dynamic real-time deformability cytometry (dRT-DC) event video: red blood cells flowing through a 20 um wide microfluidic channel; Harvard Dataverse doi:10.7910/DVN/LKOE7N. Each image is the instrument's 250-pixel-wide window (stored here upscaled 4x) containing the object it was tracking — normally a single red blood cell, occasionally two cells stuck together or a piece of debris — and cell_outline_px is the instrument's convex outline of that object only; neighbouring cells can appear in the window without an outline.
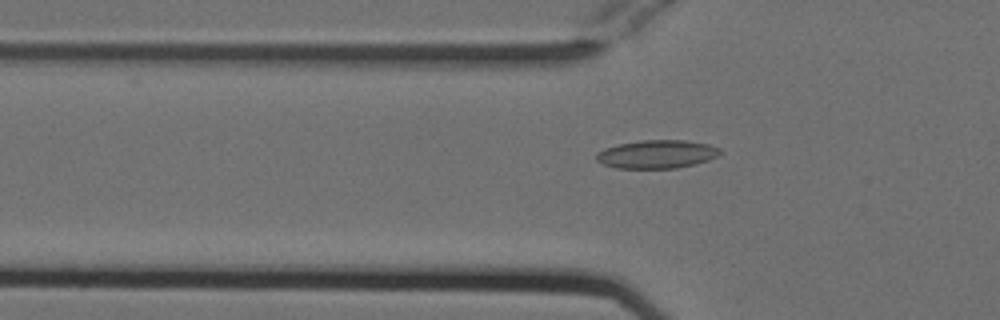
{"species": "Egyptian fruit bat (a non-hibernating species)", "species_latin": "Rousettus aegyptiacus", "temperature_condition": "cold", "stored_images_in_passage": 46, "camera_frame_rate_fps": 3000, "um_per_image_px": 0.085, "animal": {"sex": "female"}, "frame": {"image": 1, "passage_image": 10, "time_ms": 3.0, "image_size_px": [1000, 320], "cell_outline_px": [[724, 152], [708, 160], [696, 164], [676, 168], [616, 168], [604, 164], [596, 160], [596, 152], [604, 148], [620, 144], [640, 140], [684, 140], [708, 144], [720, 148]], "centroid_in_image_um": [55.84, 13.1], "position_along_channel_um": 70.0, "area_um2": 20.46}}
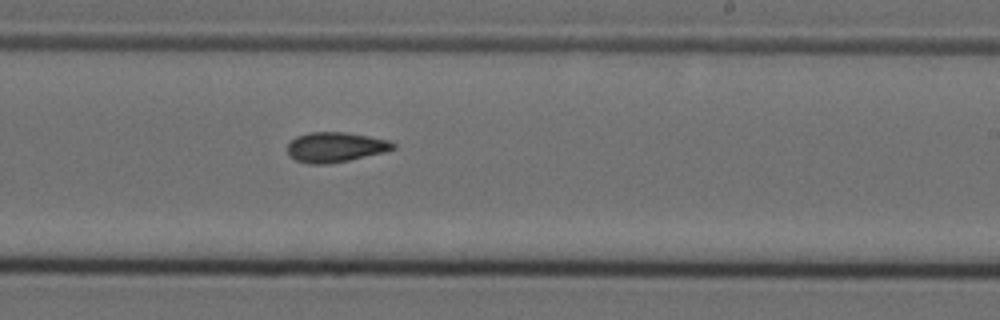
{"frame": {"image": 2, "passage_image": 25, "time_ms": 8.0, "image_size_px": [1000, 320], "cell_outline_px": [[396, 148], [388, 152], [328, 164], [308, 164], [296, 160], [288, 152], [288, 144], [296, 136], [308, 132], [344, 132], [368, 136], [388, 140], [396, 144]], "centroid_in_image_um": [28.54, 12.51], "position_along_channel_um": 260.5, "area_um2": 18.5}}
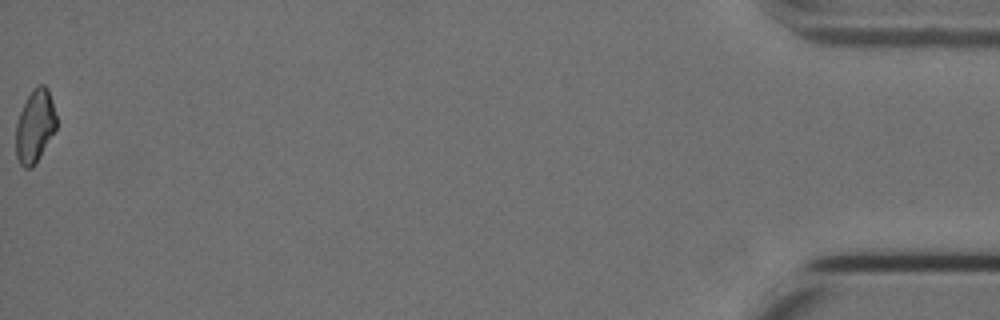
{"frame": {"image": 3, "passage_image": 46, "time_ms": 15.0, "image_size_px": [1000, 320], "cell_outline_px": [[56, 128], [40, 156], [32, 168], [24, 168], [20, 164], [16, 156], [16, 124], [20, 112], [32, 88], [40, 84], [44, 84], [48, 88], [52, 100], [56, 116]], "centroid_in_image_um": [2.96, 10.71], "position_along_channel_um": 432.2, "area_um2": 17.11}, "authors_computed_cell_mechanics": {"area_um2": 18.2359, "velocity_mm_per_s": 3.8051, "shape_relaxation_time_tau1_ms": null, "shape_relaxation_time_tau2_ms": 6.5608, "deformation_change_tau1": null, "deformation_change_tau2": 0.1183}}